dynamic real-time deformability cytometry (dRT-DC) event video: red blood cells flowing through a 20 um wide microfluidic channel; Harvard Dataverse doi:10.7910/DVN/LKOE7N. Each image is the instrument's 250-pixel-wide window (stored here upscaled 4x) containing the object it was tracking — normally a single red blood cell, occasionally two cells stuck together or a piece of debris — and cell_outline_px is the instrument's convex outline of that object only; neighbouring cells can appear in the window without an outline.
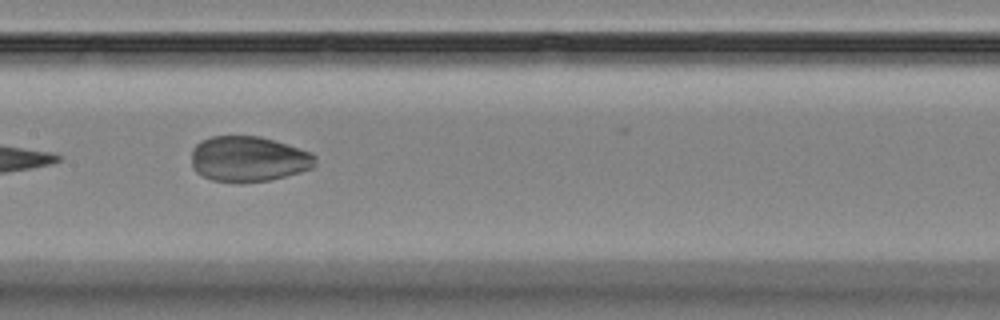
{"species": "Egyptian fruit bat (a non-hibernating species)", "species_latin": "Rousettus aegyptiacus", "temperature_condition": "room temperature", "stored_images_in_passage": 6, "camera_frame_rate_fps": 3000, "um_per_image_px": 0.085, "animal": {"sex": "female"}, "frame": {"image": 1, "passage_image": 6, "time_ms": 6.333, "image_size_px": [1000, 320], "cell_outline_px": [[316, 164], [312, 168], [300, 172], [268, 180], [212, 180], [196, 172], [192, 168], [192, 148], [200, 140], [212, 136], [260, 136], [312, 152], [316, 156]], "centroid_in_image_um": [21.12, 13.47], "position_along_channel_um": 186.3, "area_um2": 32.31}}